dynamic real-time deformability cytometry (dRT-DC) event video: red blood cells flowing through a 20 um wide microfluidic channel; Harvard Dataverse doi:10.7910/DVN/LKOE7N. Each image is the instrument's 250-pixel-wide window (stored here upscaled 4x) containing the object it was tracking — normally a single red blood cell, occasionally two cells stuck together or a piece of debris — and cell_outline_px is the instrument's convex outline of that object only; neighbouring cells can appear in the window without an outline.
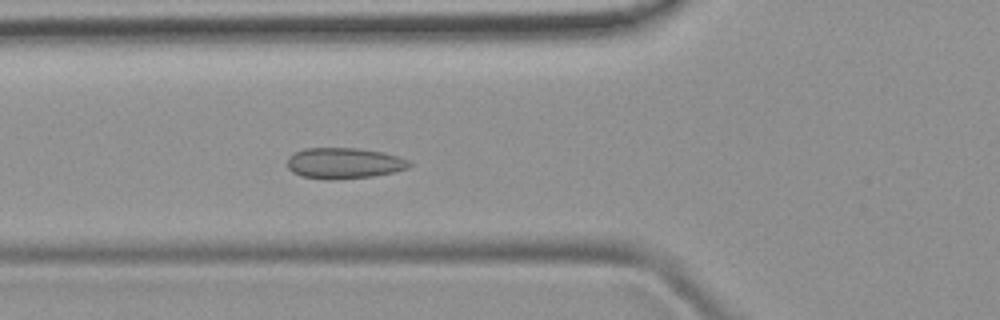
{"species": "common noctule bat (a hibernating species)", "species_latin": "Nyctalus noctula", "temperature_condition": "room temperature", "stored_images_in_passage": 40, "camera_frame_rate_fps": 3000, "um_per_image_px": 0.085, "animal": {"sex": "female", "body_mass_g": 19.9}, "frame": {"image": 1, "passage_image": 8, "time_ms": 2.333, "image_size_px": [1000, 320], "cell_outline_px": [[412, 164], [408, 168], [396, 172], [372, 176], [332, 180], [324, 180], [300, 176], [292, 172], [288, 168], [288, 156], [304, 148], [360, 148], [384, 152], [408, 160]], "centroid_in_image_um": [29.24, 13.88], "position_along_channel_um": 96.6, "area_um2": 22.2}}
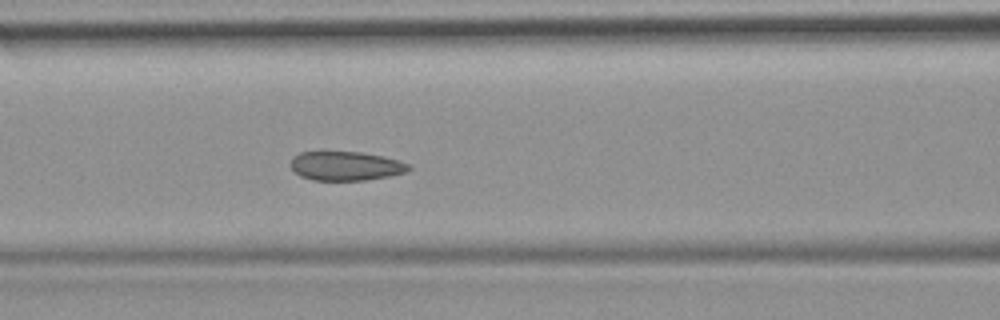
{"frame": {"image": 2, "passage_image": 11, "time_ms": 3.333, "image_size_px": [1000, 320], "cell_outline_px": [[412, 168], [408, 172], [388, 176], [364, 180], [312, 180], [300, 176], [292, 168], [292, 156], [300, 152], [360, 152], [384, 156], [408, 164]], "centroid_in_image_um": [29.4, 14.11], "position_along_channel_um": 137.2, "area_um2": 19.88}}
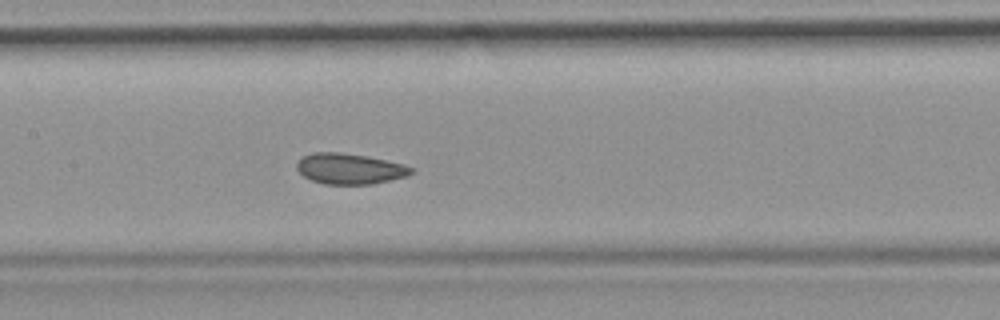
{"frame": {"image": 3, "passage_image": 14, "time_ms": 4.333, "image_size_px": [1000, 320], "cell_outline_px": [[416, 172], [408, 176], [372, 184], [324, 184], [312, 180], [304, 176], [296, 168], [296, 164], [304, 156], [312, 152], [336, 152], [364, 156], [404, 164], [416, 168]], "centroid_in_image_um": [29.77, 14.35], "position_along_channel_um": 177.6, "area_um2": 20.4}}